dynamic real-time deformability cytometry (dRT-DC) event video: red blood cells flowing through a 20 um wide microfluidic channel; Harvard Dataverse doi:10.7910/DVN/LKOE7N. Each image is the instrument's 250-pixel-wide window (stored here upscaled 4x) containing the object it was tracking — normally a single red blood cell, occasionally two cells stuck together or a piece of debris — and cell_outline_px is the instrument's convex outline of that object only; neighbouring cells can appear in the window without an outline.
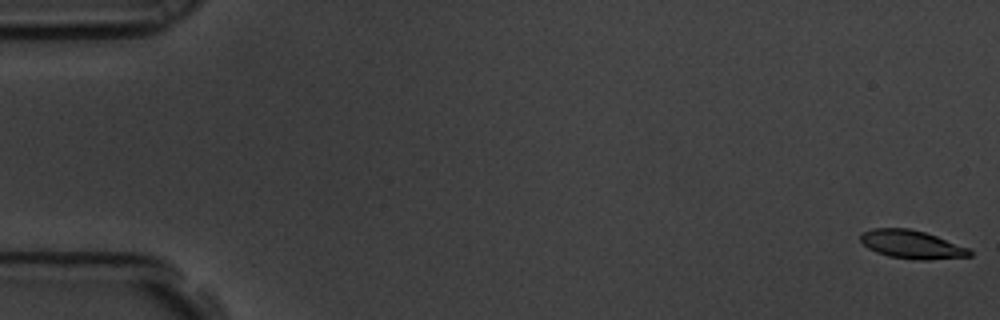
{"species": "common noctule bat (a hibernating species)", "species_latin": "Nyctalus noctula", "temperature_condition": "room temperature", "stored_images_in_passage": 58, "camera_frame_rate_fps": 3000, "um_per_image_px": 0.085, "animal": {"sex": "male", "body_mass_g": 19.5, "forearm_length_mm": 54.6}, "frame": {"image": 1, "passage_image": 1, "time_ms": 0.0, "image_size_px": [1000, 320], "cell_outline_px": [[972, 256], [928, 260], [920, 260], [888, 256], [876, 252], [868, 248], [860, 240], [860, 232], [872, 228], [908, 228], [924, 232], [936, 236], [968, 248], [972, 252]], "centroid_in_image_um": [77.46, 20.77], "position_along_channel_um": 7.5, "area_um2": 17.98}}
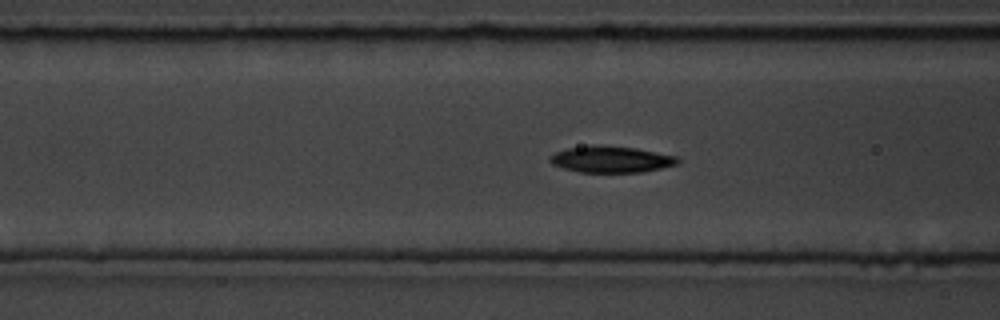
{"frame": {"image": 2, "passage_image": 23, "time_ms": 7.333, "image_size_px": [1000, 320], "cell_outline_px": [[680, 164], [644, 172], [580, 172], [564, 168], [552, 164], [548, 160], [548, 156], [556, 152], [568, 148], [592, 144], [596, 144], [636, 148], [676, 156], [680, 160]], "centroid_in_image_um": [51.95, 13.54], "position_along_channel_um": 114.7, "area_um2": 19.88}}
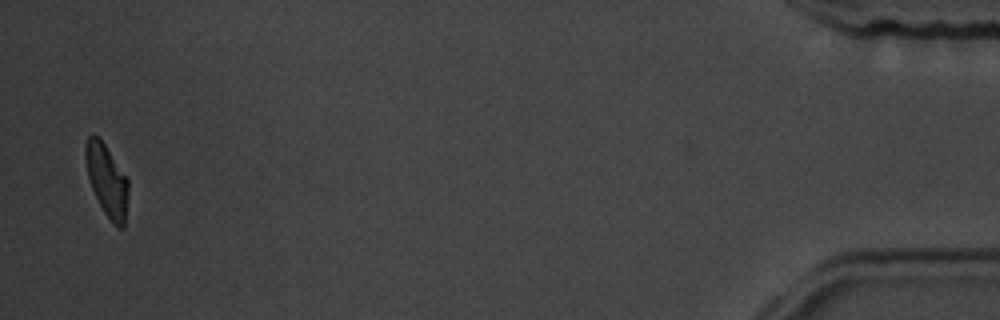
{"frame": {"image": 3, "passage_image": 57, "time_ms": 18.667, "image_size_px": [1000, 320], "cell_outline_px": [[128, 192], [124, 228], [116, 228], [112, 224], [104, 212], [92, 188], [88, 176], [84, 156], [84, 144], [88, 136], [92, 132], [104, 144], [128, 180]], "centroid_in_image_um": [9.06, 15.34], "position_along_channel_um": 426.1, "area_um2": 17.8}, "authors_computed_cell_mechanics": {"area_um2": 18.9295, "velocity_mm_per_s": 3.5399, "shape_relaxation_time_tau1_ms": 2.6135, "shape_relaxation_time_tau2_ms": 2.7741, "deformation_change_tau1": 0.1391, "deformation_change_tau2": 0.083}}